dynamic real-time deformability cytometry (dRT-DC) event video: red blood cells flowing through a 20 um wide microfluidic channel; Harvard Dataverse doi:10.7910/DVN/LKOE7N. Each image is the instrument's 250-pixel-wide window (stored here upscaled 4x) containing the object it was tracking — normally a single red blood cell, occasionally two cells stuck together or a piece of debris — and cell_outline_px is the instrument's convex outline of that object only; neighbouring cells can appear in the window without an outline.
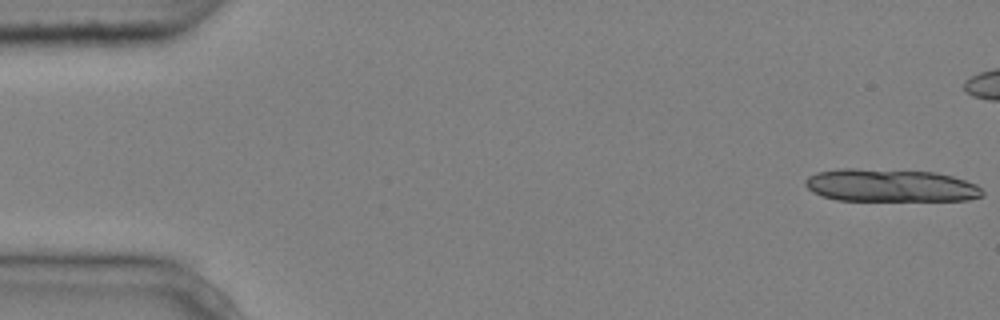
{"species": "common noctule bat (a hibernating species)", "species_latin": "Nyctalus noctula", "temperature_condition": "cold", "stored_images_in_passage": 5, "camera_frame_rate_fps": 3000, "um_per_image_px": 0.085, "animal": {"sex": "male", "body_mass_g": 20.4}, "frame": {"image": 1, "passage_image": 1, "time_ms": 0.0, "image_size_px": [1000, 320], "cell_outline_px": [[984, 196], [968, 200], [836, 200], [812, 192], [804, 184], [804, 180], [808, 176], [816, 172], [840, 168], [856, 168], [936, 172], [952, 176], [976, 184], [984, 192]], "centroid_in_image_um": [75.66, 15.76], "position_along_channel_um": 9.3, "area_um2": 33.93}}
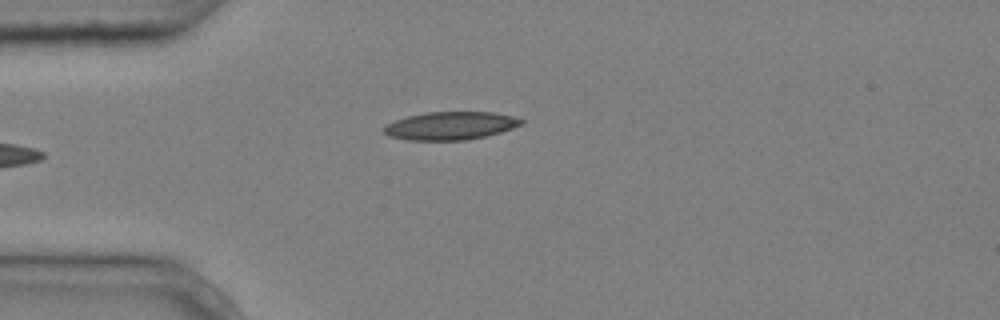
{"frame": {"image": 2, "passage_image": 5, "time_ms": 1.333, "image_size_px": [1000, 320], "cell_outline_px": [[524, 124], [500, 132], [468, 140], [408, 140], [388, 136], [380, 128], [384, 124], [408, 116], [424, 112], [496, 112], [512, 116], [524, 120]], "centroid_in_image_um": [38.26, 10.68], "position_along_channel_um": 46.7, "area_um2": 22.6}}